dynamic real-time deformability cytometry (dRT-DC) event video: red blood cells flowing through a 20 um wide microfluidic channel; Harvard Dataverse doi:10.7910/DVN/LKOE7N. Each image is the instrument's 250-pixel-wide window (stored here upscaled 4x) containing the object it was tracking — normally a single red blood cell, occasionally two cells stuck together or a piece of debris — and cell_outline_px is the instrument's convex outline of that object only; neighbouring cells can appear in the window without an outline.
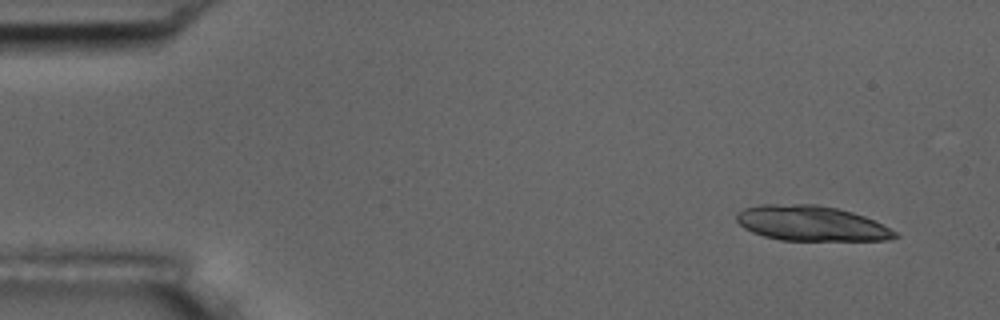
{"species": "common noctule bat (a hibernating species)", "species_latin": "Nyctalus noctula", "temperature_condition": "room temperature", "stored_images_in_passage": 4, "camera_frame_rate_fps": 3000, "um_per_image_px": 0.085, "animal": {"sex": "male", "body_mass_g": 17.5, "forearm_length_mm": 52.3}, "frame": {"image": 1, "passage_image": 1, "time_ms": 0.0, "image_size_px": [1000, 320], "cell_outline_px": [[900, 236], [888, 240], [780, 240], [764, 236], [752, 232], [744, 228], [736, 220], [736, 212], [744, 208], [760, 204], [816, 204], [836, 208], [852, 212], [864, 216], [896, 232]], "centroid_in_image_um": [68.91, 18.98], "position_along_channel_um": 16.1, "area_um2": 32.31}}